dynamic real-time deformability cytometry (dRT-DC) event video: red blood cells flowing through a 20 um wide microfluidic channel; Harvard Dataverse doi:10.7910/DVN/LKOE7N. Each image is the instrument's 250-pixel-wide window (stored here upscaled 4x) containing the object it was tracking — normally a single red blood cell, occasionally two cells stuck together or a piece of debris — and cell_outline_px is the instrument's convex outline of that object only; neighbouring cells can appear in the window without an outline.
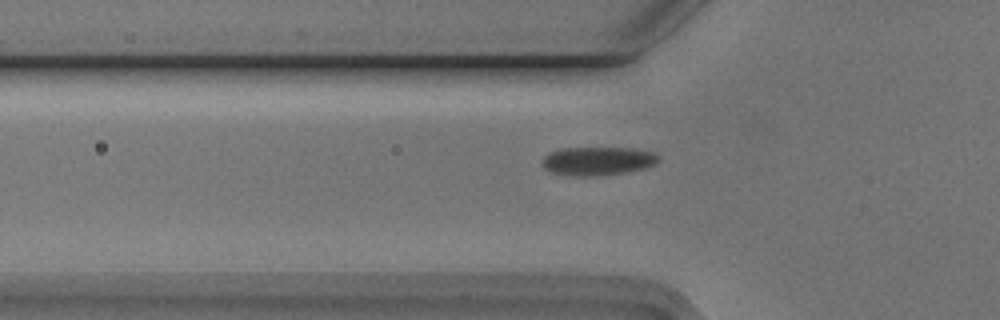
{"species": "Egyptian fruit bat (a non-hibernating species)", "species_latin": "Rousettus aegyptiacus", "temperature_condition": "cold", "stored_images_in_passage": 35, "camera_frame_rate_fps": 3000, "um_per_image_px": 0.085, "animal": {"sex": "male"}, "frame": {"image": 1, "passage_image": 3, "time_ms": 0.667, "image_size_px": [1000, 320], "cell_outline_px": [[660, 160], [656, 164], [644, 168], [624, 172], [596, 176], [576, 176], [552, 172], [544, 168], [544, 156], [552, 152], [564, 148], [632, 148], [656, 152], [660, 156]], "centroid_in_image_um": [50.89, 13.68], "position_along_channel_um": 74.9, "area_um2": 19.19}}
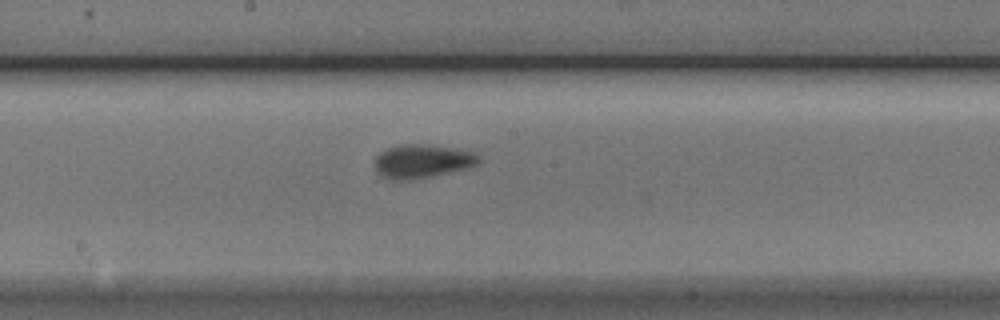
{"frame": {"image": 2, "passage_image": 14, "time_ms": 4.333, "image_size_px": [1000, 320], "cell_outline_px": [[480, 160], [476, 164], [464, 168], [448, 172], [428, 176], [384, 176], [376, 168], [376, 156], [380, 152], [388, 148], [400, 144], [420, 144], [452, 148], [472, 152], [480, 156]], "centroid_in_image_um": [35.94, 13.62], "position_along_channel_um": 212.3, "area_um2": 18.84}}
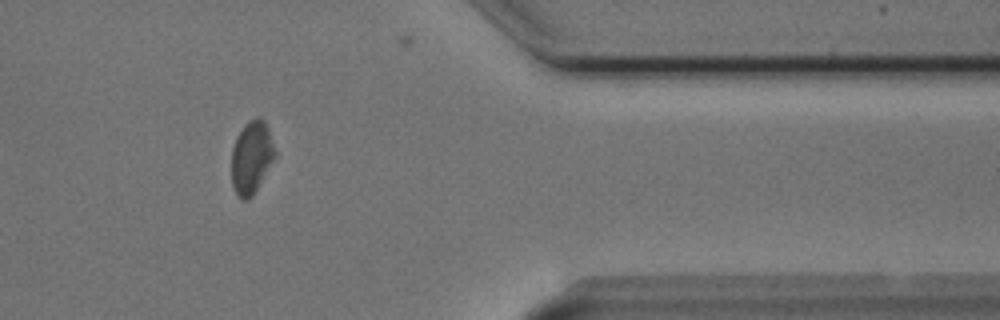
{"frame": {"image": 3, "passage_image": 30, "time_ms": 9.667, "image_size_px": [1000, 320], "cell_outline_px": [[276, 156], [252, 196], [248, 200], [244, 200], [236, 196], [232, 184], [232, 148], [236, 136], [244, 124], [252, 120], [264, 120], [268, 128], [276, 152]], "centroid_in_image_um": [21.36, 13.41], "position_along_channel_um": 390.0, "area_um2": 18.21}}